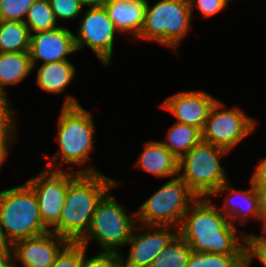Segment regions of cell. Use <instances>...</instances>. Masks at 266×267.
Returning <instances> with one entry per match:
<instances>
[{
	"instance_id": "cell-38",
	"label": "cell",
	"mask_w": 266,
	"mask_h": 267,
	"mask_svg": "<svg viewBox=\"0 0 266 267\" xmlns=\"http://www.w3.org/2000/svg\"><path fill=\"white\" fill-rule=\"evenodd\" d=\"M83 8L103 6L107 0H78Z\"/></svg>"
},
{
	"instance_id": "cell-34",
	"label": "cell",
	"mask_w": 266,
	"mask_h": 267,
	"mask_svg": "<svg viewBox=\"0 0 266 267\" xmlns=\"http://www.w3.org/2000/svg\"><path fill=\"white\" fill-rule=\"evenodd\" d=\"M255 167L249 182L253 185L266 184V156L262 160L260 159Z\"/></svg>"
},
{
	"instance_id": "cell-7",
	"label": "cell",
	"mask_w": 266,
	"mask_h": 267,
	"mask_svg": "<svg viewBox=\"0 0 266 267\" xmlns=\"http://www.w3.org/2000/svg\"><path fill=\"white\" fill-rule=\"evenodd\" d=\"M227 154L226 149L201 141L179 159L178 176L198 198L211 197L230 181L221 162Z\"/></svg>"
},
{
	"instance_id": "cell-36",
	"label": "cell",
	"mask_w": 266,
	"mask_h": 267,
	"mask_svg": "<svg viewBox=\"0 0 266 267\" xmlns=\"http://www.w3.org/2000/svg\"><path fill=\"white\" fill-rule=\"evenodd\" d=\"M246 267H252L257 258L263 267H266V251H245Z\"/></svg>"
},
{
	"instance_id": "cell-17",
	"label": "cell",
	"mask_w": 266,
	"mask_h": 267,
	"mask_svg": "<svg viewBox=\"0 0 266 267\" xmlns=\"http://www.w3.org/2000/svg\"><path fill=\"white\" fill-rule=\"evenodd\" d=\"M146 3L147 0H107L103 6L116 30L136 40L144 23Z\"/></svg>"
},
{
	"instance_id": "cell-15",
	"label": "cell",
	"mask_w": 266,
	"mask_h": 267,
	"mask_svg": "<svg viewBox=\"0 0 266 267\" xmlns=\"http://www.w3.org/2000/svg\"><path fill=\"white\" fill-rule=\"evenodd\" d=\"M60 25L55 29L35 32L30 36L29 56L32 65L69 60V55L78 53L74 31Z\"/></svg>"
},
{
	"instance_id": "cell-39",
	"label": "cell",
	"mask_w": 266,
	"mask_h": 267,
	"mask_svg": "<svg viewBox=\"0 0 266 267\" xmlns=\"http://www.w3.org/2000/svg\"><path fill=\"white\" fill-rule=\"evenodd\" d=\"M0 267H13L12 255H1L0 256Z\"/></svg>"
},
{
	"instance_id": "cell-31",
	"label": "cell",
	"mask_w": 266,
	"mask_h": 267,
	"mask_svg": "<svg viewBox=\"0 0 266 267\" xmlns=\"http://www.w3.org/2000/svg\"><path fill=\"white\" fill-rule=\"evenodd\" d=\"M188 2L193 19L196 9L202 14L203 19H209L229 7L224 0H188Z\"/></svg>"
},
{
	"instance_id": "cell-9",
	"label": "cell",
	"mask_w": 266,
	"mask_h": 267,
	"mask_svg": "<svg viewBox=\"0 0 266 267\" xmlns=\"http://www.w3.org/2000/svg\"><path fill=\"white\" fill-rule=\"evenodd\" d=\"M241 106L229 107L219 99L212 106L202 129V141L230 153L255 132L258 119L246 114Z\"/></svg>"
},
{
	"instance_id": "cell-33",
	"label": "cell",
	"mask_w": 266,
	"mask_h": 267,
	"mask_svg": "<svg viewBox=\"0 0 266 267\" xmlns=\"http://www.w3.org/2000/svg\"><path fill=\"white\" fill-rule=\"evenodd\" d=\"M16 111L10 103V97L0 91V121H19Z\"/></svg>"
},
{
	"instance_id": "cell-16",
	"label": "cell",
	"mask_w": 266,
	"mask_h": 267,
	"mask_svg": "<svg viewBox=\"0 0 266 267\" xmlns=\"http://www.w3.org/2000/svg\"><path fill=\"white\" fill-rule=\"evenodd\" d=\"M232 184L228 181L217 189L210 198H217L218 195L224 194L225 197L222 201L224 203L222 207L219 206L218 208L234 226H238V224L245 226L251 219L261 223L258 198L253 184L249 182L250 186L244 189H237Z\"/></svg>"
},
{
	"instance_id": "cell-22",
	"label": "cell",
	"mask_w": 266,
	"mask_h": 267,
	"mask_svg": "<svg viewBox=\"0 0 266 267\" xmlns=\"http://www.w3.org/2000/svg\"><path fill=\"white\" fill-rule=\"evenodd\" d=\"M30 36L23 21L0 20V52H29Z\"/></svg>"
},
{
	"instance_id": "cell-6",
	"label": "cell",
	"mask_w": 266,
	"mask_h": 267,
	"mask_svg": "<svg viewBox=\"0 0 266 267\" xmlns=\"http://www.w3.org/2000/svg\"><path fill=\"white\" fill-rule=\"evenodd\" d=\"M0 227L12 244L49 232L42 222L36 193L26 181L0 190Z\"/></svg>"
},
{
	"instance_id": "cell-12",
	"label": "cell",
	"mask_w": 266,
	"mask_h": 267,
	"mask_svg": "<svg viewBox=\"0 0 266 267\" xmlns=\"http://www.w3.org/2000/svg\"><path fill=\"white\" fill-rule=\"evenodd\" d=\"M178 234V228L168 225L135 226L126 244L128 254L121 253L123 267H150L154 258Z\"/></svg>"
},
{
	"instance_id": "cell-25",
	"label": "cell",
	"mask_w": 266,
	"mask_h": 267,
	"mask_svg": "<svg viewBox=\"0 0 266 267\" xmlns=\"http://www.w3.org/2000/svg\"><path fill=\"white\" fill-rule=\"evenodd\" d=\"M186 267H246V258L245 255L192 251Z\"/></svg>"
},
{
	"instance_id": "cell-35",
	"label": "cell",
	"mask_w": 266,
	"mask_h": 267,
	"mask_svg": "<svg viewBox=\"0 0 266 267\" xmlns=\"http://www.w3.org/2000/svg\"><path fill=\"white\" fill-rule=\"evenodd\" d=\"M253 187L257 194L259 212L261 215V223H262L266 221V184L253 185Z\"/></svg>"
},
{
	"instance_id": "cell-30",
	"label": "cell",
	"mask_w": 266,
	"mask_h": 267,
	"mask_svg": "<svg viewBox=\"0 0 266 267\" xmlns=\"http://www.w3.org/2000/svg\"><path fill=\"white\" fill-rule=\"evenodd\" d=\"M89 250L84 246V256L81 267H123L122 258L115 252H97L88 257Z\"/></svg>"
},
{
	"instance_id": "cell-18",
	"label": "cell",
	"mask_w": 266,
	"mask_h": 267,
	"mask_svg": "<svg viewBox=\"0 0 266 267\" xmlns=\"http://www.w3.org/2000/svg\"><path fill=\"white\" fill-rule=\"evenodd\" d=\"M135 168L154 178L178 177L179 160L157 139L145 141L143 150L136 159Z\"/></svg>"
},
{
	"instance_id": "cell-5",
	"label": "cell",
	"mask_w": 266,
	"mask_h": 267,
	"mask_svg": "<svg viewBox=\"0 0 266 267\" xmlns=\"http://www.w3.org/2000/svg\"><path fill=\"white\" fill-rule=\"evenodd\" d=\"M193 20L188 0H147L144 23L136 41L155 42L177 53Z\"/></svg>"
},
{
	"instance_id": "cell-40",
	"label": "cell",
	"mask_w": 266,
	"mask_h": 267,
	"mask_svg": "<svg viewBox=\"0 0 266 267\" xmlns=\"http://www.w3.org/2000/svg\"><path fill=\"white\" fill-rule=\"evenodd\" d=\"M224 1H225L228 5H230L232 0H224Z\"/></svg>"
},
{
	"instance_id": "cell-37",
	"label": "cell",
	"mask_w": 266,
	"mask_h": 267,
	"mask_svg": "<svg viewBox=\"0 0 266 267\" xmlns=\"http://www.w3.org/2000/svg\"><path fill=\"white\" fill-rule=\"evenodd\" d=\"M1 255H12V243L7 239L0 227V256Z\"/></svg>"
},
{
	"instance_id": "cell-32",
	"label": "cell",
	"mask_w": 266,
	"mask_h": 267,
	"mask_svg": "<svg viewBox=\"0 0 266 267\" xmlns=\"http://www.w3.org/2000/svg\"><path fill=\"white\" fill-rule=\"evenodd\" d=\"M263 235L247 233L245 236V251H266V221L260 226Z\"/></svg>"
},
{
	"instance_id": "cell-14",
	"label": "cell",
	"mask_w": 266,
	"mask_h": 267,
	"mask_svg": "<svg viewBox=\"0 0 266 267\" xmlns=\"http://www.w3.org/2000/svg\"><path fill=\"white\" fill-rule=\"evenodd\" d=\"M218 99L204 90H181L167 97L160 107L175 117V122L202 131L212 106Z\"/></svg>"
},
{
	"instance_id": "cell-21",
	"label": "cell",
	"mask_w": 266,
	"mask_h": 267,
	"mask_svg": "<svg viewBox=\"0 0 266 267\" xmlns=\"http://www.w3.org/2000/svg\"><path fill=\"white\" fill-rule=\"evenodd\" d=\"M160 141L178 160L202 141V131L194 126L174 122Z\"/></svg>"
},
{
	"instance_id": "cell-23",
	"label": "cell",
	"mask_w": 266,
	"mask_h": 267,
	"mask_svg": "<svg viewBox=\"0 0 266 267\" xmlns=\"http://www.w3.org/2000/svg\"><path fill=\"white\" fill-rule=\"evenodd\" d=\"M191 254L190 246L177 234L154 258L150 267H186Z\"/></svg>"
},
{
	"instance_id": "cell-19",
	"label": "cell",
	"mask_w": 266,
	"mask_h": 267,
	"mask_svg": "<svg viewBox=\"0 0 266 267\" xmlns=\"http://www.w3.org/2000/svg\"><path fill=\"white\" fill-rule=\"evenodd\" d=\"M34 71H37L36 85L43 92L56 95L63 94L77 75V68L70 60L37 64L33 66Z\"/></svg>"
},
{
	"instance_id": "cell-24",
	"label": "cell",
	"mask_w": 266,
	"mask_h": 267,
	"mask_svg": "<svg viewBox=\"0 0 266 267\" xmlns=\"http://www.w3.org/2000/svg\"><path fill=\"white\" fill-rule=\"evenodd\" d=\"M24 23L30 34L52 30L62 25L58 23L49 0H35L27 11Z\"/></svg>"
},
{
	"instance_id": "cell-1",
	"label": "cell",
	"mask_w": 266,
	"mask_h": 267,
	"mask_svg": "<svg viewBox=\"0 0 266 267\" xmlns=\"http://www.w3.org/2000/svg\"><path fill=\"white\" fill-rule=\"evenodd\" d=\"M78 99L67 92L57 118V151L52 156L44 152L40 154L47 160L45 168L51 170L99 173L101 171L89 163H92L91 154L96 148V123L93 114ZM75 166L79 168L75 169Z\"/></svg>"
},
{
	"instance_id": "cell-13",
	"label": "cell",
	"mask_w": 266,
	"mask_h": 267,
	"mask_svg": "<svg viewBox=\"0 0 266 267\" xmlns=\"http://www.w3.org/2000/svg\"><path fill=\"white\" fill-rule=\"evenodd\" d=\"M69 243L67 238L51 231L18 240L12 244L13 267H51Z\"/></svg>"
},
{
	"instance_id": "cell-8",
	"label": "cell",
	"mask_w": 266,
	"mask_h": 267,
	"mask_svg": "<svg viewBox=\"0 0 266 267\" xmlns=\"http://www.w3.org/2000/svg\"><path fill=\"white\" fill-rule=\"evenodd\" d=\"M197 198L179 176L169 179L137 208L136 221L179 228L189 206Z\"/></svg>"
},
{
	"instance_id": "cell-29",
	"label": "cell",
	"mask_w": 266,
	"mask_h": 267,
	"mask_svg": "<svg viewBox=\"0 0 266 267\" xmlns=\"http://www.w3.org/2000/svg\"><path fill=\"white\" fill-rule=\"evenodd\" d=\"M83 256L84 246L78 242H70L51 267H81Z\"/></svg>"
},
{
	"instance_id": "cell-28",
	"label": "cell",
	"mask_w": 266,
	"mask_h": 267,
	"mask_svg": "<svg viewBox=\"0 0 266 267\" xmlns=\"http://www.w3.org/2000/svg\"><path fill=\"white\" fill-rule=\"evenodd\" d=\"M57 21H75L81 16L83 7L78 0H49Z\"/></svg>"
},
{
	"instance_id": "cell-27",
	"label": "cell",
	"mask_w": 266,
	"mask_h": 267,
	"mask_svg": "<svg viewBox=\"0 0 266 267\" xmlns=\"http://www.w3.org/2000/svg\"><path fill=\"white\" fill-rule=\"evenodd\" d=\"M18 121H0V171L10 155L11 146L17 140Z\"/></svg>"
},
{
	"instance_id": "cell-20",
	"label": "cell",
	"mask_w": 266,
	"mask_h": 267,
	"mask_svg": "<svg viewBox=\"0 0 266 267\" xmlns=\"http://www.w3.org/2000/svg\"><path fill=\"white\" fill-rule=\"evenodd\" d=\"M32 73L29 52H0V91L6 96L8 86H18Z\"/></svg>"
},
{
	"instance_id": "cell-2",
	"label": "cell",
	"mask_w": 266,
	"mask_h": 267,
	"mask_svg": "<svg viewBox=\"0 0 266 267\" xmlns=\"http://www.w3.org/2000/svg\"><path fill=\"white\" fill-rule=\"evenodd\" d=\"M210 197L197 198L185 213L178 234L194 252L245 255L244 231H238Z\"/></svg>"
},
{
	"instance_id": "cell-11",
	"label": "cell",
	"mask_w": 266,
	"mask_h": 267,
	"mask_svg": "<svg viewBox=\"0 0 266 267\" xmlns=\"http://www.w3.org/2000/svg\"><path fill=\"white\" fill-rule=\"evenodd\" d=\"M78 174L43 167L26 181L36 193L42 222L49 231L58 224L68 185Z\"/></svg>"
},
{
	"instance_id": "cell-10",
	"label": "cell",
	"mask_w": 266,
	"mask_h": 267,
	"mask_svg": "<svg viewBox=\"0 0 266 267\" xmlns=\"http://www.w3.org/2000/svg\"><path fill=\"white\" fill-rule=\"evenodd\" d=\"M74 33L77 52L91 49L103 66L112 65L115 40L120 33L109 18L104 6L83 8Z\"/></svg>"
},
{
	"instance_id": "cell-3",
	"label": "cell",
	"mask_w": 266,
	"mask_h": 267,
	"mask_svg": "<svg viewBox=\"0 0 266 267\" xmlns=\"http://www.w3.org/2000/svg\"><path fill=\"white\" fill-rule=\"evenodd\" d=\"M119 185L117 179L101 172L79 173L68 185L59 222L51 232L78 242L87 233L98 203Z\"/></svg>"
},
{
	"instance_id": "cell-4",
	"label": "cell",
	"mask_w": 266,
	"mask_h": 267,
	"mask_svg": "<svg viewBox=\"0 0 266 267\" xmlns=\"http://www.w3.org/2000/svg\"><path fill=\"white\" fill-rule=\"evenodd\" d=\"M111 189L98 203L87 233L78 241L87 249L90 242L99 244L100 252L121 254L137 225L136 211L118 203ZM122 249V250H121Z\"/></svg>"
},
{
	"instance_id": "cell-26",
	"label": "cell",
	"mask_w": 266,
	"mask_h": 267,
	"mask_svg": "<svg viewBox=\"0 0 266 267\" xmlns=\"http://www.w3.org/2000/svg\"><path fill=\"white\" fill-rule=\"evenodd\" d=\"M35 0H0V20L23 21Z\"/></svg>"
}]
</instances>
